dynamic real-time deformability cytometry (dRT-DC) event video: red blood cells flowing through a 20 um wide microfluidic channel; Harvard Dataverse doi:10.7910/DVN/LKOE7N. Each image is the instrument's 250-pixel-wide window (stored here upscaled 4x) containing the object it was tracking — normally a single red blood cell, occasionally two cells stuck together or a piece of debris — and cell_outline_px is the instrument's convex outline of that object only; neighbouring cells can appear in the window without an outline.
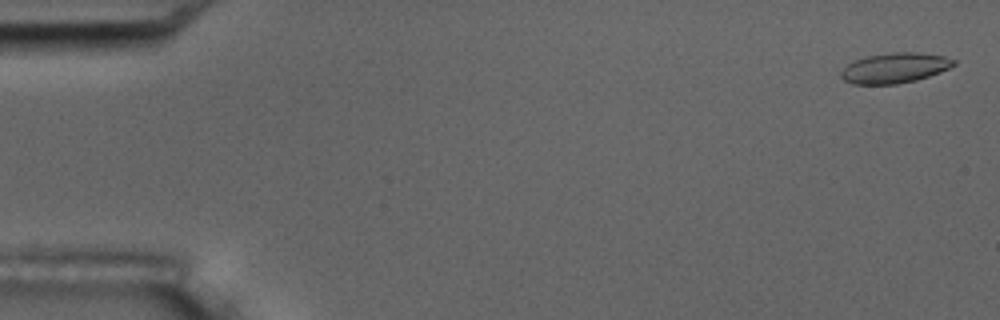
{"species": "common noctule bat (a hibernating species)", "species_latin": "Nyctalus noctula", "temperature_condition": "room temperature", "stored_images_in_passage": 6, "segment_of_instrument_passage": [1, 2], "camera_frame_rate_fps": 3000, "um_per_image_px": 0.085, "animal": {"sex": "male", "body_mass_g": 17.5, "forearm_length_mm": 52.3}, "frame": {"image": 1, "passage_image": 1, "time_ms": 0.0, "image_size_px": [1000, 320], "cell_outline_px": [[956, 64], [940, 72], [916, 80], [896, 84], [852, 84], [844, 80], [840, 76], [840, 72], [848, 64], [856, 60], [868, 56], [892, 52], [916, 52], [944, 56], [956, 60]], "centroid_in_image_um": [76.05, 5.78], "position_along_channel_um": 8.9, "area_um2": 19.71}}
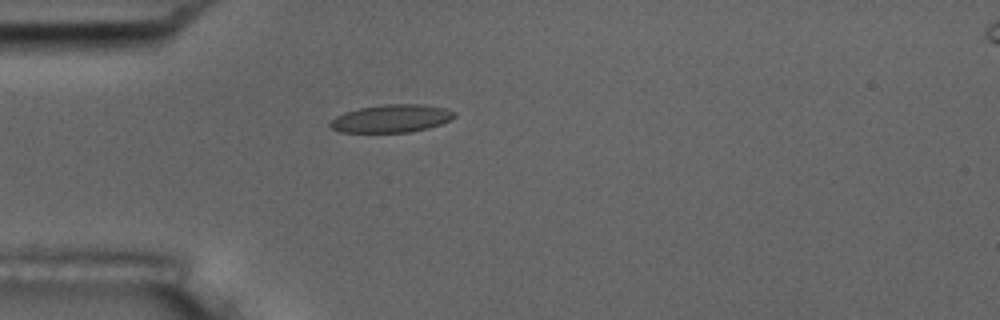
{"frame": {"image": 2, "passage_image": 5, "time_ms": 4.667, "image_size_px": [1000, 320], "cell_outline_px": [[456, 116], [440, 124], [428, 128], [412, 132], [340, 132], [332, 128], [328, 124], [336, 116], [344, 112], [360, 108], [384, 104], [420, 104], [444, 108], [456, 112]], "centroid_in_image_um": [33.26, 10.07], "position_along_channel_um": 51.7, "area_um2": 20.06}}